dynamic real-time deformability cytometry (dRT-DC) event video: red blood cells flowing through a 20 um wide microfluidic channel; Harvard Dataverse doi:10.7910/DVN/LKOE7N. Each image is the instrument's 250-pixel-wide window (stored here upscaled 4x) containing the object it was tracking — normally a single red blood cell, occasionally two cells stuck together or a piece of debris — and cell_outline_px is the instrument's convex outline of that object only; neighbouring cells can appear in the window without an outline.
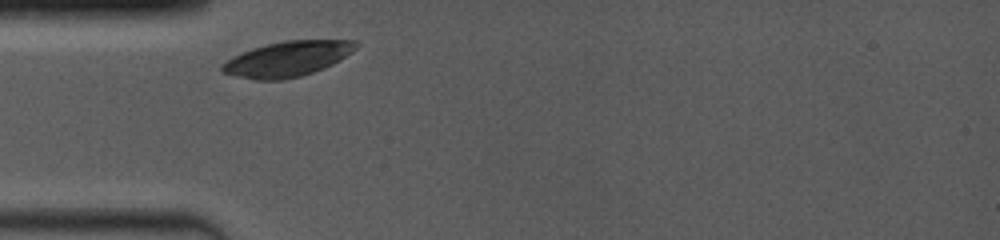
{"species": "common noctule bat (a hibernating species)", "species_latin": "Nyctalus noctula", "temperature_condition": "room temperature", "stored_images_in_passage": 19, "camera_frame_rate_fps": 4000, "um_per_image_px": 0.085, "animal": {"sex": "female", "body_mass_g": 19.0, "forearm_length_mm": 53.3}, "frame": {"image": 1, "passage_image": 1, "time_ms": 0.0, "image_size_px": [1000, 240], "cell_outline_px": [[360, 44], [352, 52], [340, 60], [324, 68], [300, 76], [280, 80], [252, 80], [220, 72], [220, 64], [232, 56], [252, 48], [284, 40], [356, 40]], "centroid_in_image_um": [24.4, 5.01], "position_along_channel_um": 60.6, "area_um2": 27.63}}
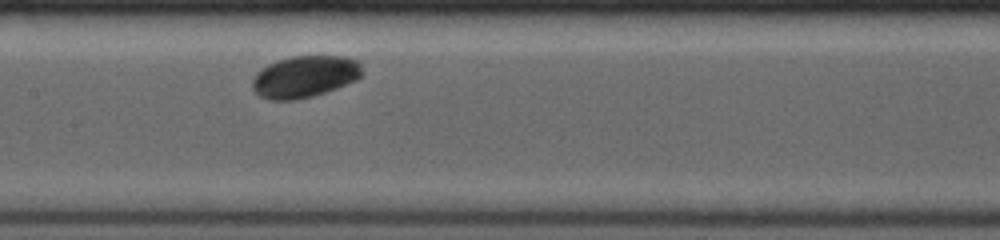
{"frame": {"image": 2, "passage_image": 9, "time_ms": 3.25, "image_size_px": [1000, 240], "cell_outline_px": [[364, 76], [356, 80], [336, 88], [312, 96], [296, 100], [268, 100], [260, 96], [252, 88], [252, 80], [256, 72], [268, 64], [276, 60], [292, 56], [344, 56], [360, 60], [364, 72]], "centroid_in_image_um": [25.93, 6.5], "position_along_channel_um": 181.5, "area_um2": 27.11}}
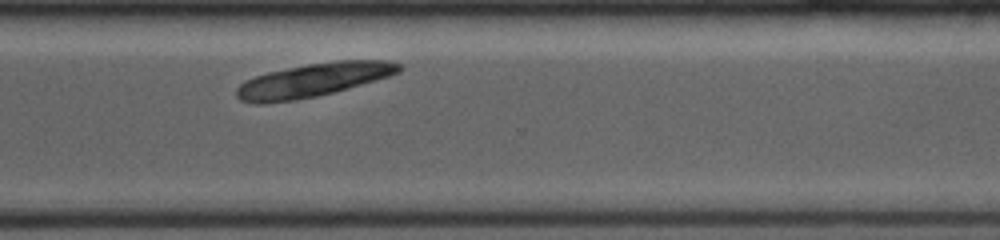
{"frame": {"image": 3, "passage_image": 19, "time_ms": 7.5, "image_size_px": [1000, 240], "cell_outline_px": [[404, 68], [400, 72], [376, 80], [332, 92], [316, 96], [292, 100], [264, 104], [256, 104], [240, 100], [236, 96], [236, 88], [244, 80], [268, 72], [308, 64], [336, 60], [388, 60], [404, 64]], "centroid_in_image_um": [26.64, 6.8], "position_along_channel_um": 344.0, "area_um2": 31.73}}